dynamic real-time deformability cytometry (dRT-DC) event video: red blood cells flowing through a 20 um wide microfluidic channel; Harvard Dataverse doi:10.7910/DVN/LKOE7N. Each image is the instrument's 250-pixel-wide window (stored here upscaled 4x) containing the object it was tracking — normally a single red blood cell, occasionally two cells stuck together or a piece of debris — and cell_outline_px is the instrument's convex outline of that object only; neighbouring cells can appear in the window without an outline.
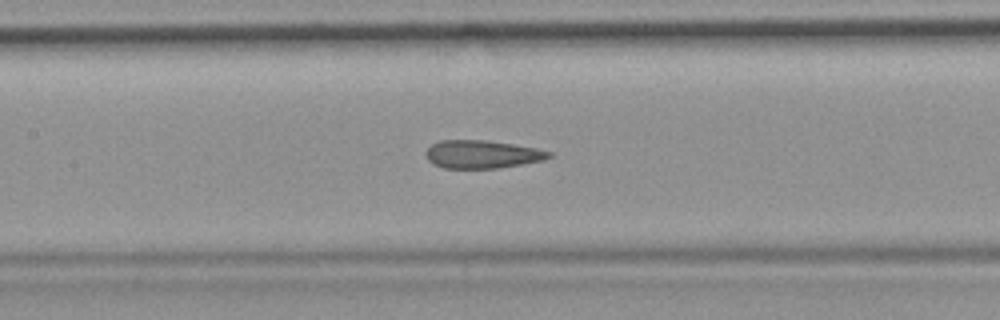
{"species": "common noctule bat (a hibernating species)", "species_latin": "Nyctalus noctula", "temperature_condition": "room temperature", "stored_images_in_passage": 18, "camera_frame_rate_fps": 3000, "um_per_image_px": 0.085, "animal": {"sex": "female", "body_mass_g": 19.9}, "frame": {"image": 1, "passage_image": 18, "time_ms": 5.667, "image_size_px": [1000, 320], "cell_outline_px": [[552, 156], [544, 160], [496, 168], [444, 168], [432, 164], [428, 160], [424, 152], [432, 144], [440, 140], [484, 140], [512, 144], [536, 148], [552, 152]], "centroid_in_image_um": [40.95, 13.11], "position_along_channel_um": 166.5, "area_um2": 20.06}}